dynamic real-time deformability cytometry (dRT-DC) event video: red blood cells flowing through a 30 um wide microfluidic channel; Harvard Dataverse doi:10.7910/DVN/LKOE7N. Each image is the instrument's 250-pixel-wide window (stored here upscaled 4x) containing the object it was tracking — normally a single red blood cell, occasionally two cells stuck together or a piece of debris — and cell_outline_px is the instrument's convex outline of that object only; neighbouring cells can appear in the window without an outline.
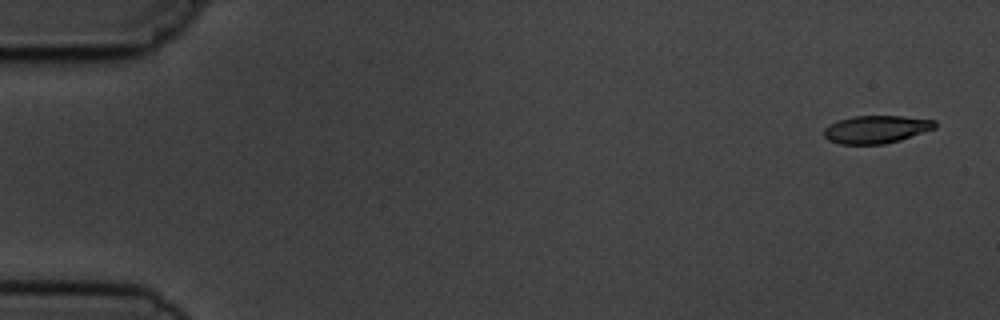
{"species": "common noctule bat (a hibernating species)", "species_latin": "Nyctalus noctula", "temperature_condition": "cold", "stored_images_in_passage": 5, "camera_frame_rate_fps": 3000, "um_per_image_px": 0.085, "animal": {"sex": "male", "body_mass_g": 19.5, "forearm_length_mm": 54.6}, "frame": {"image": 1, "passage_image": 1, "time_ms": 0.0, "image_size_px": [1000, 320], "cell_outline_px": [[936, 128], [900, 140], [884, 144], [840, 144], [828, 140], [824, 136], [824, 128], [828, 124], [836, 120], [852, 116], [904, 116], [936, 120]], "centroid_in_image_um": [74.46, 10.99], "position_along_channel_um": 10.5, "area_um2": 18.15}}
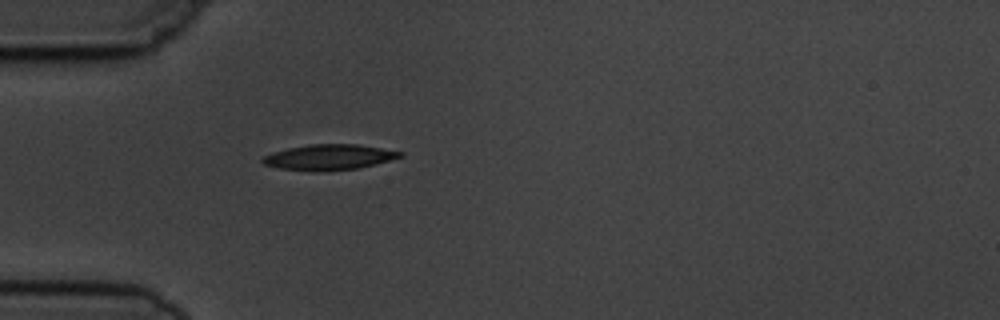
{"frame": {"image": 2, "passage_image": 5, "time_ms": 4.667, "image_size_px": [1000, 320], "cell_outline_px": [[404, 156], [356, 168], [280, 168], [264, 164], [260, 160], [264, 156], [272, 152], [288, 148], [308, 144], [356, 144], [404, 152]], "centroid_in_image_um": [27.98, 13.29], "position_along_channel_um": 57.0, "area_um2": 19.13}}